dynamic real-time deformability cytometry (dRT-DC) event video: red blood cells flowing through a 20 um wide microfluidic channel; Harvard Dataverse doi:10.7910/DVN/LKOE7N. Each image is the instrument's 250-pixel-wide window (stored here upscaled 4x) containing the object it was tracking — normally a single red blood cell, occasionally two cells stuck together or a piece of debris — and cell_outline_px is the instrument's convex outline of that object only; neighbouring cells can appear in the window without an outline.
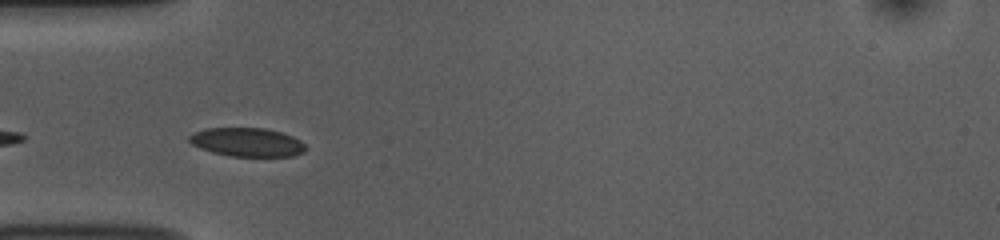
{"species": "common noctule bat (a hibernating species)", "species_latin": "Nyctalus noctula", "temperature_condition": "room temperature", "stored_images_in_passage": 3, "camera_frame_rate_fps": 3000, "um_per_image_px": 0.085, "animal": {"sex": "female", "body_mass_g": 10.0, "forearm_length_mm": 53.1}, "frame": {"image": 1, "passage_image": 2, "time_ms": 0.333, "image_size_px": [1000, 240], "cell_outline_px": [[308, 148], [304, 152], [292, 156], [232, 156], [212, 152], [200, 148], [192, 144], [188, 140], [188, 136], [192, 132], [204, 128], [264, 128], [280, 132], [292, 136], [300, 140]], "centroid_in_image_um": [20.98, 12.08], "position_along_channel_um": 64.0, "area_um2": 19.54}}